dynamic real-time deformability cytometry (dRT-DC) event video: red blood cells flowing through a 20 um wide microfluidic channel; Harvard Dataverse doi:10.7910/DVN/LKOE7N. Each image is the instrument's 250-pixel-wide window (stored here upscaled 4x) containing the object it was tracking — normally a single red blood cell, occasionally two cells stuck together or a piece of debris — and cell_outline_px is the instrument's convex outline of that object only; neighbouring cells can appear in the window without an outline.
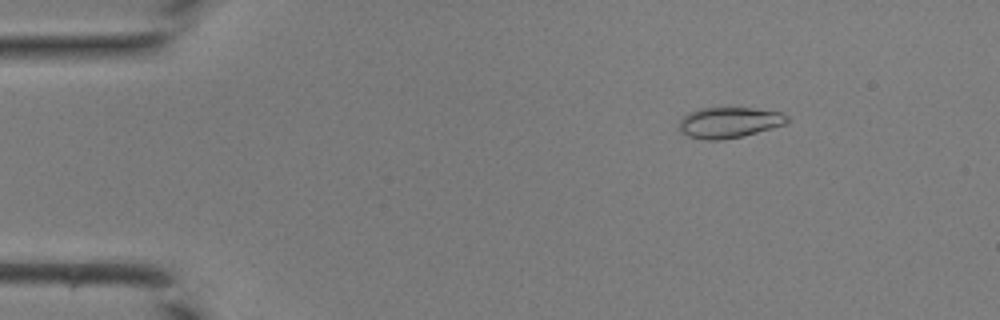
{"species": "common noctule bat (a hibernating species)", "species_latin": "Nyctalus noctula", "temperature_condition": "room temperature", "stored_images_in_passage": 44, "camera_frame_rate_fps": 3000, "um_per_image_px": 0.085, "animal": {"sex": "male", "body_mass_g": 19.0, "forearm_length_mm": 50.8}, "frame": {"image": 1, "passage_image": 7, "time_ms": 2.0, "image_size_px": [1000, 320], "cell_outline_px": [[788, 120], [784, 124], [756, 132], [740, 136], [720, 140], [704, 140], [688, 136], [680, 132], [676, 128], [680, 120], [688, 112], [700, 108], [752, 108], [780, 112], [788, 116]], "centroid_in_image_um": [61.89, 10.41], "position_along_channel_um": 23.1, "area_um2": 19.25}}
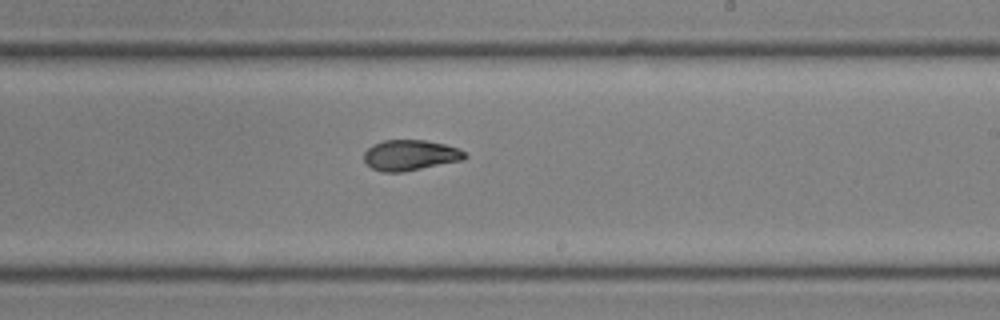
{"frame": {"image": 2, "passage_image": 27, "time_ms": 8.667, "image_size_px": [1000, 320], "cell_outline_px": [[468, 156], [464, 160], [404, 172], [384, 172], [372, 168], [364, 160], [364, 152], [372, 144], [384, 140], [424, 140], [444, 144], [456, 148], [464, 152]], "centroid_in_image_um": [34.87, 13.19], "position_along_channel_um": 254.1, "area_um2": 17.98}}
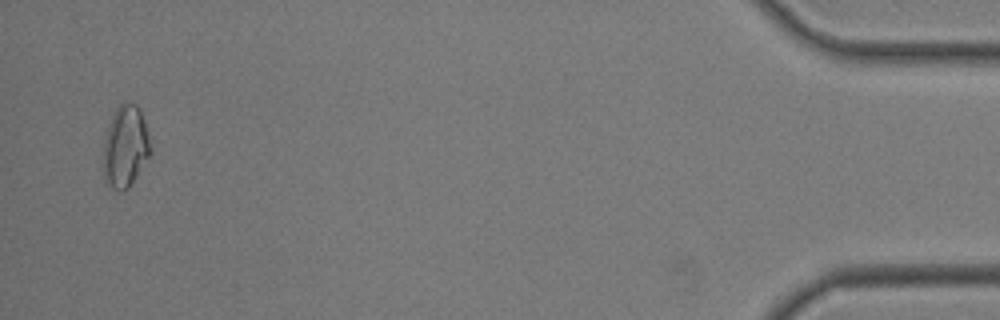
{"frame": {"image": 3, "passage_image": 43, "time_ms": 14.0, "image_size_px": [1000, 320], "cell_outline_px": [[152, 152], [128, 188], [120, 192], [112, 188], [104, 176], [100, 168], [104, 136], [108, 124], [116, 108], [124, 100], [136, 104], [140, 108], [148, 132], [152, 148]], "centroid_in_image_um": [10.62, 12.43], "position_along_channel_um": 424.6, "area_um2": 23.18}}